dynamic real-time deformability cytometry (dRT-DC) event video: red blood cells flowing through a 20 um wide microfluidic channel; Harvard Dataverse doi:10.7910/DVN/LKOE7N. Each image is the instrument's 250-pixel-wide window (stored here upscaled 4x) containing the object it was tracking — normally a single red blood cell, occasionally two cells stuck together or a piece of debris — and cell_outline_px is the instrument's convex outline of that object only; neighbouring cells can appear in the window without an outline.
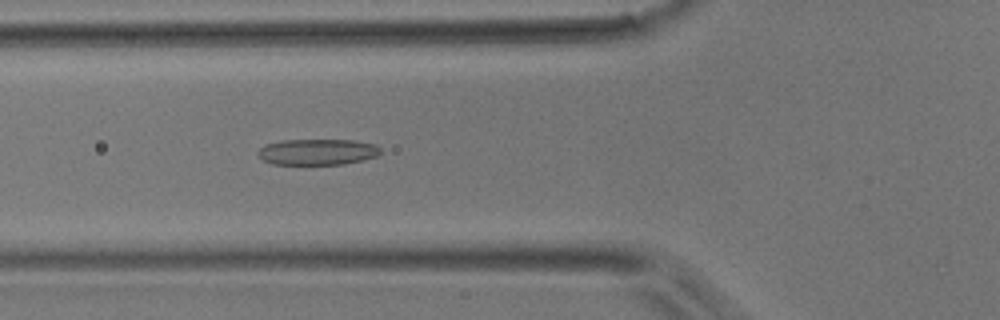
{"species": "common noctule bat (a hibernating species)", "species_latin": "Nyctalus noctula", "temperature_condition": "room temperature", "stored_images_in_passage": 36, "camera_frame_rate_fps": 3000, "um_per_image_px": 0.085, "animal": {"sex": "male", "body_mass_g": 17.9}, "frame": {"image": 1, "passage_image": 4, "time_ms": 1.0, "image_size_px": [1000, 320], "cell_outline_px": [[380, 152], [376, 156], [364, 160], [344, 164], [272, 164], [264, 160], [256, 152], [264, 144], [280, 140], [352, 140], [376, 144], [380, 148]], "centroid_in_image_um": [26.97, 12.91], "position_along_channel_um": 98.8, "area_um2": 18.61}}
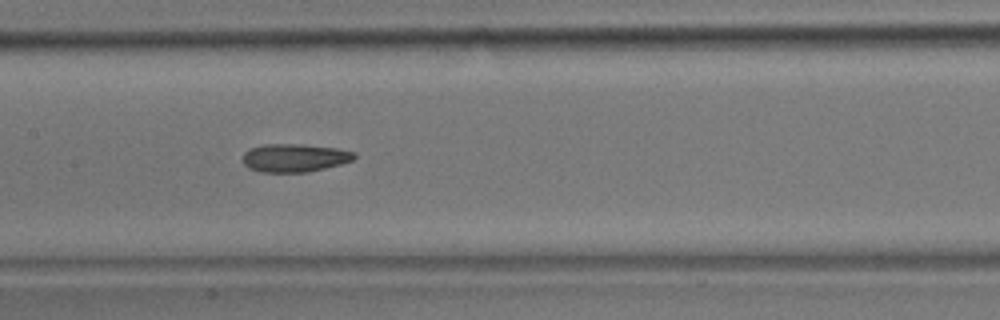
{"frame": {"image": 2, "passage_image": 10, "time_ms": 3.0, "image_size_px": [1000, 320], "cell_outline_px": [[356, 156], [352, 160], [340, 164], [308, 172], [260, 172], [248, 168], [244, 164], [244, 152], [252, 148], [264, 144], [300, 144], [336, 148], [356, 152]], "centroid_in_image_um": [25.04, 13.42], "position_along_channel_um": 182.4, "area_um2": 18.21}}
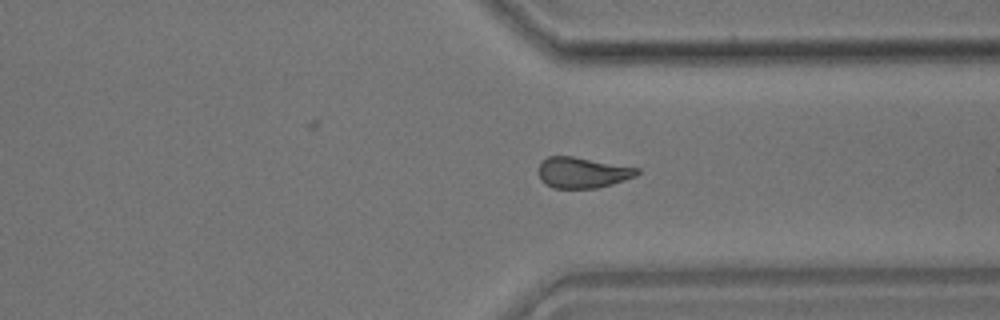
{"frame": {"image": 3, "passage_image": 23, "time_ms": 7.333, "image_size_px": [1000, 320], "cell_outline_px": [[640, 172], [636, 176], [612, 184], [596, 188], [552, 188], [544, 184], [540, 180], [536, 172], [540, 164], [548, 156], [572, 156], [640, 168]], "centroid_in_image_um": [49.48, 14.67], "position_along_channel_um": 361.9, "area_um2": 17.86}}